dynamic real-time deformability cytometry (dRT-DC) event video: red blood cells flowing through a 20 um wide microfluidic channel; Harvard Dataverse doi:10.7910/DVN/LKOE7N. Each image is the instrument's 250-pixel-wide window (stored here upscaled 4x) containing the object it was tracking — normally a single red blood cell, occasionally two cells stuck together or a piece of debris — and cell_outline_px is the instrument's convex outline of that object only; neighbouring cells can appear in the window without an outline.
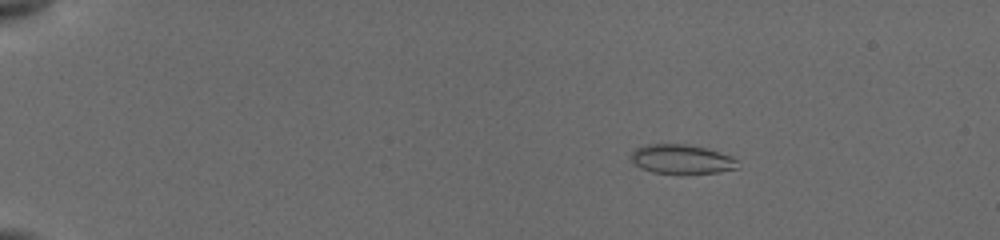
{"species": "common noctule bat (a hibernating species)", "species_latin": "Nyctalus noctula", "temperature_condition": "cold", "stored_images_in_passage": 82, "camera_frame_rate_fps": 3000, "um_per_image_px": 0.085, "animal": {"sex": "female", "body_mass_g": 19.5, "forearm_length_mm": 54.1}, "frame": {"image": 1, "passage_image": 10, "time_ms": 1.0, "image_size_px": [1000, 240], "cell_outline_px": [[740, 168], [716, 172], [652, 172], [640, 168], [628, 156], [636, 148], [644, 144], [684, 144], [708, 148], [732, 156], [736, 160]], "centroid_in_image_um": [57.92, 13.5], "position_along_channel_um": 27.1, "area_um2": 17.98}}
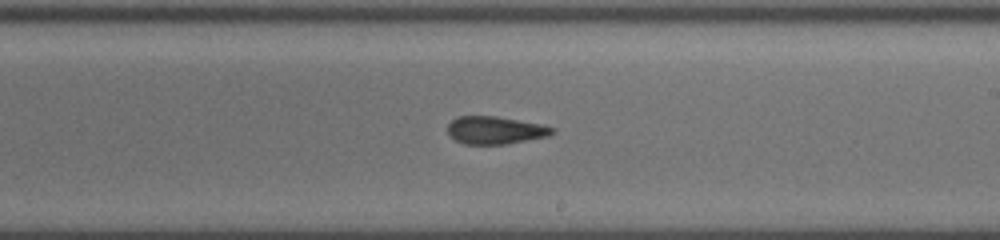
{"frame": {"image": 2, "passage_image": 54, "time_ms": 9.333, "image_size_px": [1000, 240], "cell_outline_px": [[556, 132], [548, 136], [504, 144], [464, 144], [456, 140], [448, 132], [448, 124], [456, 116], [496, 116], [544, 124], [556, 128]], "centroid_in_image_um": [42.13, 11.05], "position_along_channel_um": 246.9, "area_um2": 16.94}}
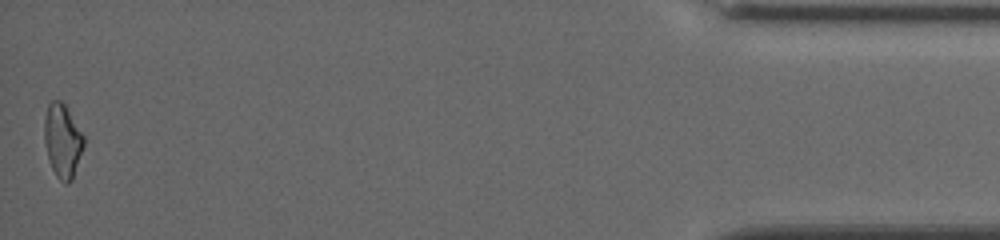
{"frame": {"image": 3, "passage_image": 81, "time_ms": 16.0, "image_size_px": [1000, 240], "cell_outline_px": [[84, 144], [72, 180], [68, 184], [64, 184], [56, 176], [52, 168], [48, 156], [44, 140], [44, 120], [48, 104], [52, 100], [60, 100], [64, 104], [84, 136]], "centroid_in_image_um": [5.3, 11.97], "position_along_channel_um": 429.9, "area_um2": 16.7}, "authors_computed_cell_mechanics": {"area_um2": 17.6579, "velocity_mm_per_s": 3.8791, "shape_relaxation_time_tau1_ms": 5.7413, "shape_relaxation_time_tau2_ms": 1.9536, "deformation_change_tau1": 0.1326, "deformation_change_tau2": 0.0837}}